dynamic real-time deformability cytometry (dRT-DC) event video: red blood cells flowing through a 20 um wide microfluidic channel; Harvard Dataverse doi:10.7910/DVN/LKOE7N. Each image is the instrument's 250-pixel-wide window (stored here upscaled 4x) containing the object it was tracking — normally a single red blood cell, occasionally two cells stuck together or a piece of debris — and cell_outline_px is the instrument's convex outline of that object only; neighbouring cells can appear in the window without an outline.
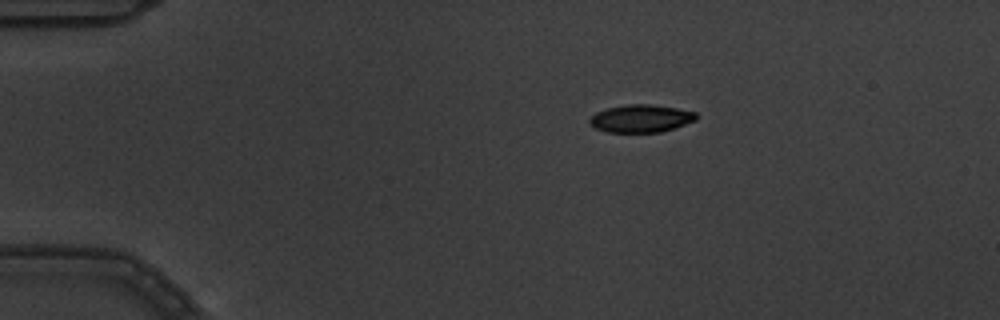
{"species": "common noctule bat (a hibernating species)", "species_latin": "Nyctalus noctula", "temperature_condition": "warm", "stored_images_in_passage": 3, "camera_frame_rate_fps": 3000, "um_per_image_px": 0.085, "animal": {"sex": "male", "body_mass_g": 19.5, "forearm_length_mm": 54.6}, "frame": {"image": 1, "passage_image": 1, "time_ms": 0.0, "image_size_px": [1000, 320], "cell_outline_px": [[696, 120], [660, 132], [608, 132], [596, 128], [588, 120], [596, 112], [608, 108], [628, 104], [652, 104], [676, 108], [696, 112]], "centroid_in_image_um": [54.48, 10.06], "position_along_channel_um": 30.5, "area_um2": 16.94}}